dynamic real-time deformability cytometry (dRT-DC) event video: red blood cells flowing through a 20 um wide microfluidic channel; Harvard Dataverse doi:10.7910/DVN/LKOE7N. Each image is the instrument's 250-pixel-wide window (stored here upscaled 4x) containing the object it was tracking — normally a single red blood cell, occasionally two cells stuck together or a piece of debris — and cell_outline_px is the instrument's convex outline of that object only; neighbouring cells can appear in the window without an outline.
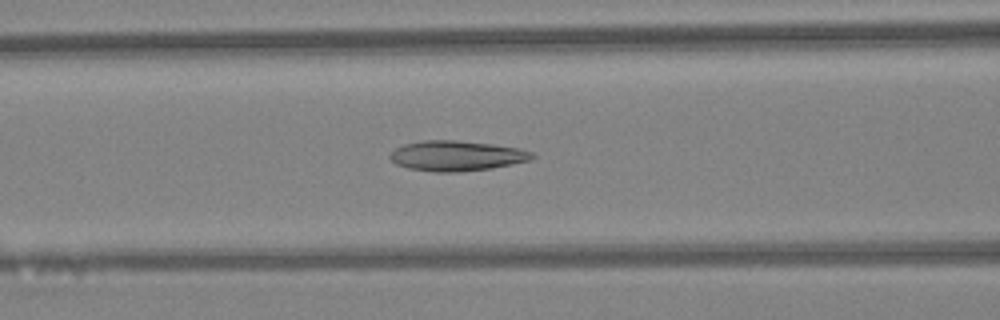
{"species": "Egyptian fruit bat (a non-hibernating species)", "species_latin": "Rousettus aegyptiacus", "temperature_condition": "warm", "stored_images_in_passage": 32, "camera_frame_rate_fps": 3000, "um_per_image_px": 0.085, "animal": {"sex": "female"}, "frame": {"image": 1, "passage_image": 10, "time_ms": 3.0, "image_size_px": [1000, 320], "cell_outline_px": [[536, 156], [532, 160], [492, 168], [460, 172], [436, 172], [408, 168], [396, 164], [388, 156], [396, 148], [404, 144], [424, 140], [456, 140], [492, 144], [520, 148], [532, 152]], "centroid_in_image_um": [38.84, 13.24], "position_along_channel_um": 127.8, "area_um2": 25.09}}
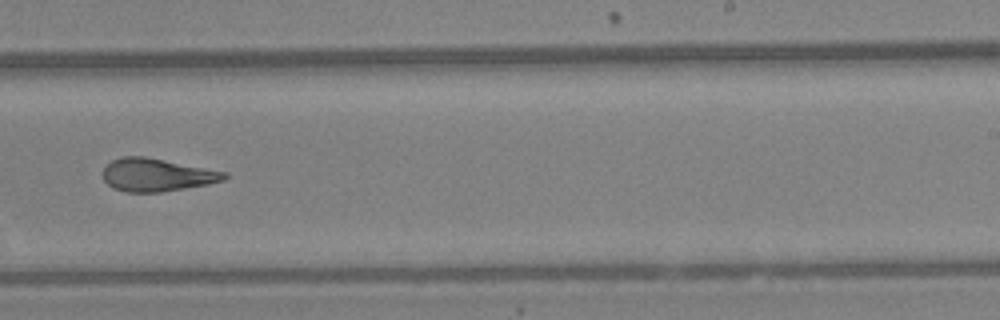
{"frame": {"image": 2, "passage_image": 20, "time_ms": 6.333, "image_size_px": [1000, 320], "cell_outline_px": [[228, 176], [224, 180], [208, 184], [160, 192], [128, 192], [112, 188], [104, 180], [104, 168], [112, 160], [124, 156], [144, 156], [228, 172]], "centroid_in_image_um": [13.34, 14.86], "position_along_channel_um": 275.7, "area_um2": 23.12}}
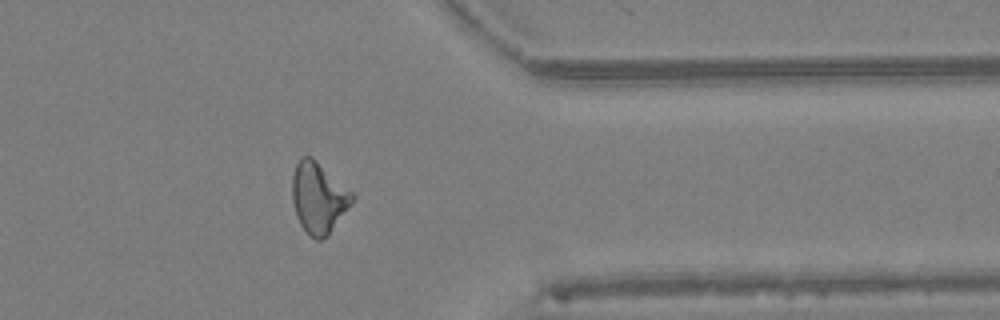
{"frame": {"image": 3, "passage_image": 28, "time_ms": 9.0, "image_size_px": [1000, 320], "cell_outline_px": [[356, 196], [328, 236], [320, 240], [316, 240], [300, 224], [296, 216], [292, 200], [292, 176], [296, 164], [300, 156], [312, 156], [352, 192]], "centroid_in_image_um": [27.06, 16.78], "position_along_channel_um": 384.3, "area_um2": 24.62}, "authors_computed_cell_mechanics": {"area_um2": 23.7269, "velocity_mm_per_s": 4.4671, "shape_relaxation_time_tau1_ms": null, "shape_relaxation_time_tau2_ms": 2.1546, "deformation_change_tau1": null, "deformation_change_tau2": 0.1207}}